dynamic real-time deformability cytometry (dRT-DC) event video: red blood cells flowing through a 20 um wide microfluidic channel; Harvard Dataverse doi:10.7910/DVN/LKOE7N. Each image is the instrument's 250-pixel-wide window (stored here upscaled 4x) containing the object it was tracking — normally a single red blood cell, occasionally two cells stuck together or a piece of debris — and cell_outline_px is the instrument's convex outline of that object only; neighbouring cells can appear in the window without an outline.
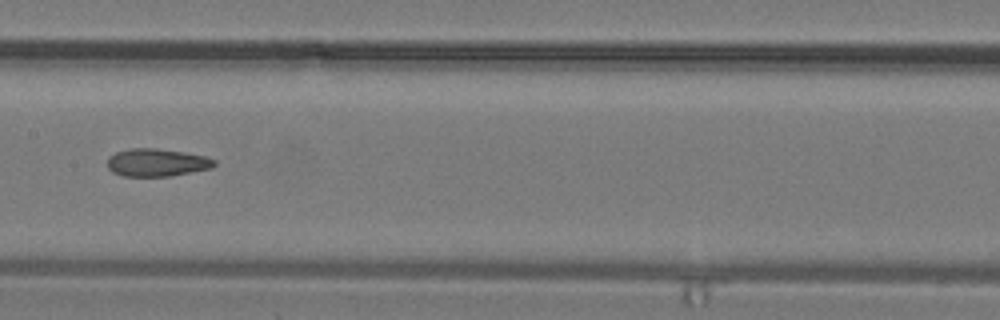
{"species": "common noctule bat (a hibernating species)", "species_latin": "Nyctalus noctula", "temperature_condition": "warm", "stored_images_in_passage": 29, "camera_frame_rate_fps": 3000, "um_per_image_px": 0.085, "animal": {"sex": "male", "body_mass_g": 19.2, "forearm_length_mm": 51.8}, "frame": {"image": 1, "passage_image": 13, "time_ms": 4.0, "image_size_px": [1000, 320], "cell_outline_px": [[216, 164], [212, 168], [168, 176], [124, 176], [112, 172], [108, 168], [108, 156], [116, 152], [132, 148], [156, 148], [184, 152], [204, 156], [216, 160]], "centroid_in_image_um": [13.32, 13.81], "position_along_channel_um": 194.1, "area_um2": 17.22}}
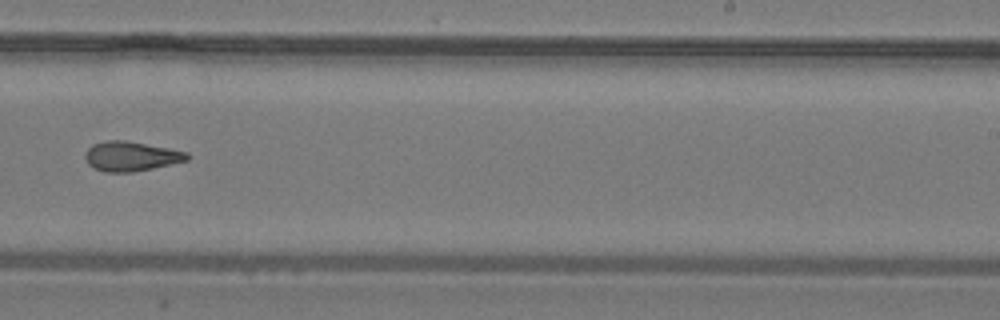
{"frame": {"image": 2, "passage_image": 17, "time_ms": 5.333, "image_size_px": [1000, 320], "cell_outline_px": [[192, 156], [188, 160], [152, 168], [132, 172], [104, 172], [88, 164], [84, 156], [84, 152], [92, 144], [108, 140], [124, 140], [168, 148], [188, 152]], "centroid_in_image_um": [11.13, 13.28], "position_along_channel_um": 277.9, "area_um2": 17.57}}
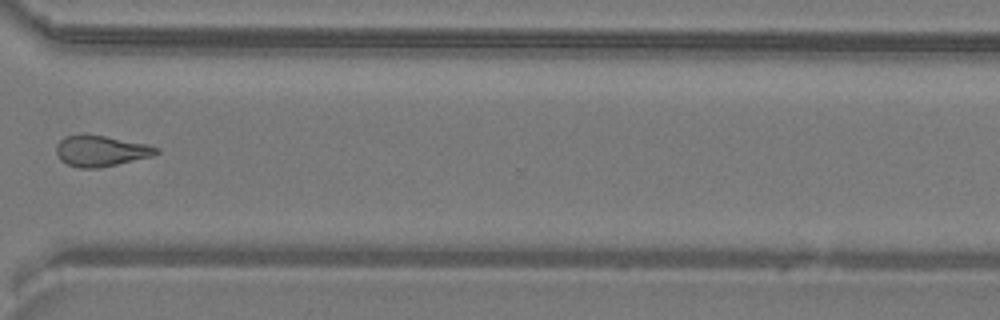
{"frame": {"image": 3, "passage_image": 21, "time_ms": 6.667, "image_size_px": [1000, 320], "cell_outline_px": [[160, 152], [152, 156], [100, 168], [80, 168], [68, 164], [60, 160], [56, 152], [56, 144], [64, 136], [104, 136], [148, 144], [160, 148]], "centroid_in_image_um": [8.6, 12.85], "position_along_channel_um": 362.0, "area_um2": 17.74}}